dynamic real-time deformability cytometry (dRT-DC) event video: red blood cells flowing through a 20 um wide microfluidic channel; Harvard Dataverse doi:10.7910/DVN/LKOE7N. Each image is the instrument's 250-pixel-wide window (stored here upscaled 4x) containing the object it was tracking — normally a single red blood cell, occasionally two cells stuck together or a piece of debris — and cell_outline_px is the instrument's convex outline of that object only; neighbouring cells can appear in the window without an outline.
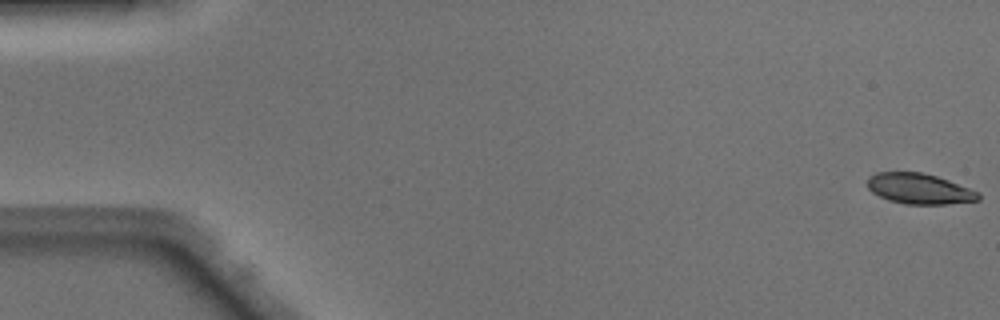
{"species": "Egyptian fruit bat (a non-hibernating species)", "species_latin": "Rousettus aegyptiacus", "temperature_condition": "warm", "stored_images_in_passage": 50, "camera_frame_rate_fps": 3000, "um_per_image_px": 0.085, "animal": {"sex": "male"}, "frame": {"image": 1, "passage_image": 1, "time_ms": 0.0, "image_size_px": [1000, 320], "cell_outline_px": [[980, 200], [944, 204], [904, 204], [888, 200], [872, 192], [868, 188], [868, 180], [872, 176], [880, 172], [924, 172], [948, 180], [980, 192]], "centroid_in_image_um": [78.17, 16.05], "position_along_channel_um": 6.8, "area_um2": 19.59}}
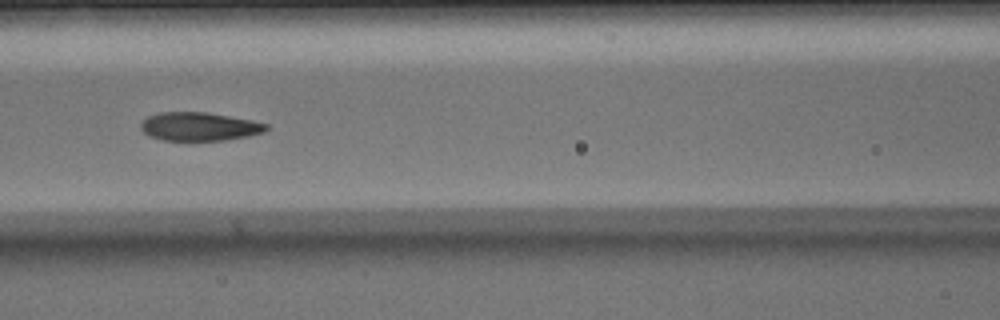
{"frame": {"image": 2, "passage_image": 22, "time_ms": 7.0, "image_size_px": [1000, 320], "cell_outline_px": [[268, 128], [264, 132], [248, 136], [224, 140], [164, 140], [148, 136], [140, 128], [140, 124], [148, 116], [160, 112], [208, 112], [252, 120], [268, 124]], "centroid_in_image_um": [16.94, 10.75], "position_along_channel_um": 149.7, "area_um2": 20.81}}
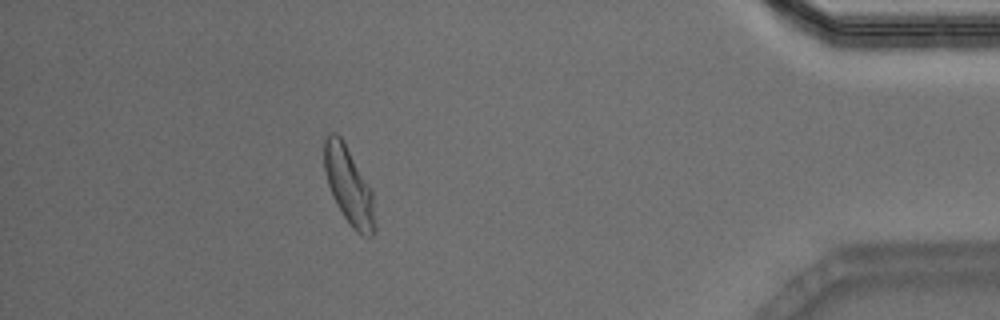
{"frame": {"image": 3, "passage_image": 44, "time_ms": 14.333, "image_size_px": [1000, 320], "cell_outline_px": [[376, 228], [372, 236], [364, 236], [356, 232], [352, 228], [336, 204], [328, 184], [324, 172], [324, 136], [328, 132], [336, 132], [340, 136], [372, 192], [376, 224]], "centroid_in_image_um": [29.63, 15.81], "position_along_channel_um": 405.6, "area_um2": 22.54}, "authors_computed_cell_mechanics": {"area_um2": 21.7906, "velocity_mm_per_s": 4.1401, "shape_relaxation_time_tau1_ms": 3.3544, "shape_relaxation_time_tau2_ms": 1.3079, "deformation_change_tau1": 0.1442, "deformation_change_tau2": 0.0684}}